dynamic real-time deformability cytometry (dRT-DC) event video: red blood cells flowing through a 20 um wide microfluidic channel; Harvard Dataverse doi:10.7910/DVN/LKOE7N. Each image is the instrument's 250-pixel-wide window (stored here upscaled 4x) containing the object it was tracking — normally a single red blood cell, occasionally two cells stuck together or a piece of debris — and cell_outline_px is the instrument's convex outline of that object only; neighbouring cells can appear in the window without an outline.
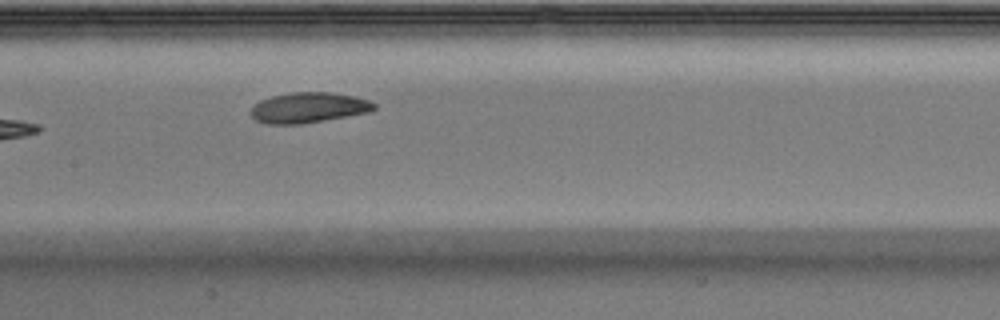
{"species": "Egyptian fruit bat (a non-hibernating species)", "species_latin": "Rousettus aegyptiacus", "temperature_condition": "warm", "stored_images_in_passage": 7, "camera_frame_rate_fps": 3000, "um_per_image_px": 0.085, "animal": {"sex": "male"}, "frame": {"image": 1, "passage_image": 7, "time_ms": 2.0, "image_size_px": [1000, 320], "cell_outline_px": [[376, 108], [368, 112], [300, 124], [268, 124], [256, 120], [248, 112], [260, 100], [272, 96], [292, 92], [332, 92], [352, 96], [368, 100], [376, 104]], "centroid_in_image_um": [26.19, 9.14], "position_along_channel_um": 181.2, "area_um2": 21.62}}